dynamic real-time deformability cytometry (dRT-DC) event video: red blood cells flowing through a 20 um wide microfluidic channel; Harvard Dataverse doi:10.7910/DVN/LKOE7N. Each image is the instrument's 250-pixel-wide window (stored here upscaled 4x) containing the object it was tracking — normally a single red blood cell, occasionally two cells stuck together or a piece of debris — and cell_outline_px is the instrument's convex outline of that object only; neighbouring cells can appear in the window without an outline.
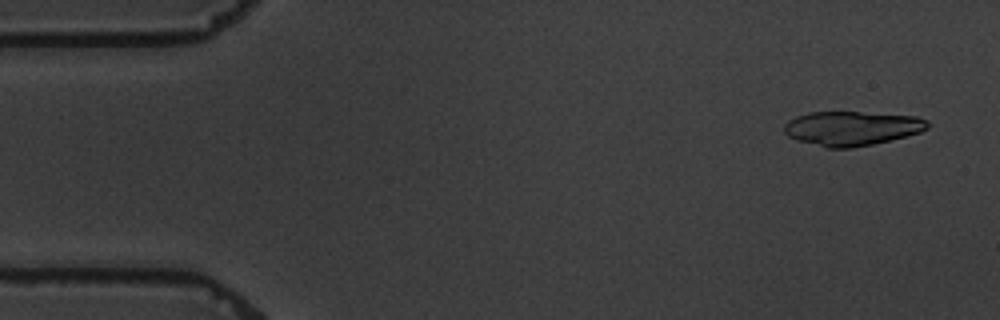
{"species": "common noctule bat (a hibernating species)", "species_latin": "Nyctalus noctula", "temperature_condition": "warm", "stored_images_in_passage": 5, "camera_frame_rate_fps": 3000, "um_per_image_px": 0.085, "animal": {"sex": "male", "body_mass_g": 19.5, "forearm_length_mm": 54.6}, "frame": {"image": 1, "passage_image": 1, "time_ms": 0.0, "image_size_px": [1000, 320], "cell_outline_px": [[928, 128], [920, 132], [872, 144], [852, 148], [828, 148], [796, 140], [788, 136], [784, 132], [784, 124], [788, 120], [796, 116], [808, 112], [860, 112], [916, 116], [928, 120]], "centroid_in_image_um": [72.36, 10.9], "position_along_channel_um": 12.6, "area_um2": 28.61}}